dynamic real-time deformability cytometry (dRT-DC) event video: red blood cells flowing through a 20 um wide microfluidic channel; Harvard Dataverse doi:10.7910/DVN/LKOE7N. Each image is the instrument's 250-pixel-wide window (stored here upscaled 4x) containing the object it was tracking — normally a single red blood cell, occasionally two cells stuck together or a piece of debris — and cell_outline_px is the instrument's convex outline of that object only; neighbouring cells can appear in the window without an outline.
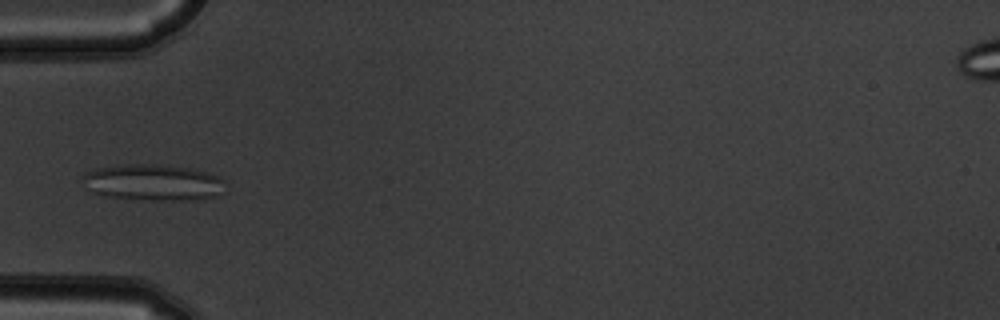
{"species": "common noctule bat (a hibernating species)", "species_latin": "Nyctalus noctula", "temperature_condition": "warm", "stored_images_in_passage": 9, "camera_frame_rate_fps": 3000, "um_per_image_px": 0.085, "animal": {"sex": "male", "body_mass_g": 19.5, "forearm_length_mm": 54.6}, "frame": {"image": 1, "passage_image": 6, "time_ms": 1.667, "image_size_px": [1000, 320], "cell_outline_px": [[224, 192], [216, 196], [204, 200], [152, 200], [104, 196], [92, 192], [88, 188], [84, 176], [84, 172], [96, 168], [124, 164], [160, 164], [192, 168], [208, 172], [224, 180]], "centroid_in_image_um": [13.08, 15.51], "position_along_channel_um": 71.9, "area_um2": 30.4}}
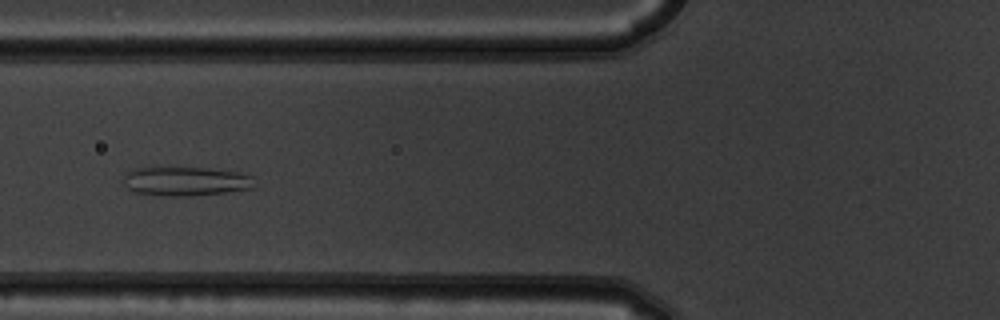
{"frame": {"image": 2, "passage_image": 7, "time_ms": 2.0, "image_size_px": [1000, 320], "cell_outline_px": [[256, 184], [252, 188], [224, 192], [192, 196], [160, 196], [136, 192], [128, 188], [124, 184], [124, 176], [128, 172], [136, 168], [148, 164], [152, 164], [208, 168], [240, 172], [252, 176]], "centroid_in_image_um": [15.73, 15.35], "position_along_channel_um": 110.1, "area_um2": 23.24}}